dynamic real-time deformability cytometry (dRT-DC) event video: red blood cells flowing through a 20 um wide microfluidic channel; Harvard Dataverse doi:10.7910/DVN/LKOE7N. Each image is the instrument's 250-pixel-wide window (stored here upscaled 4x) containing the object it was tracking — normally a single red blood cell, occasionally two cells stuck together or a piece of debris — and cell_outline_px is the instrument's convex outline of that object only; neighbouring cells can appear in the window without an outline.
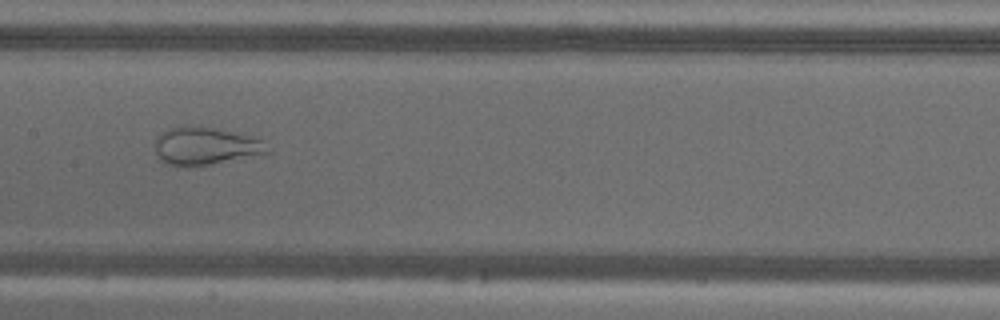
{"species": "common noctule bat (a hibernating species)", "species_latin": "Nyctalus noctula", "temperature_condition": "warm", "stored_images_in_passage": 56, "camera_frame_rate_fps": 3000, "um_per_image_px": 0.085, "animal": {"sex": "male", "body_mass_g": 18.8}, "frame": {"image": 1, "passage_image": 28, "time_ms": 9.0, "image_size_px": [1000, 320], "cell_outline_px": [[272, 152], [188, 168], [176, 168], [164, 164], [160, 160], [156, 152], [156, 140], [168, 128], [180, 124], [200, 124], [252, 136], [264, 140]], "centroid_in_image_um": [17.44, 12.4], "position_along_channel_um": 190.0, "area_um2": 25.55}}
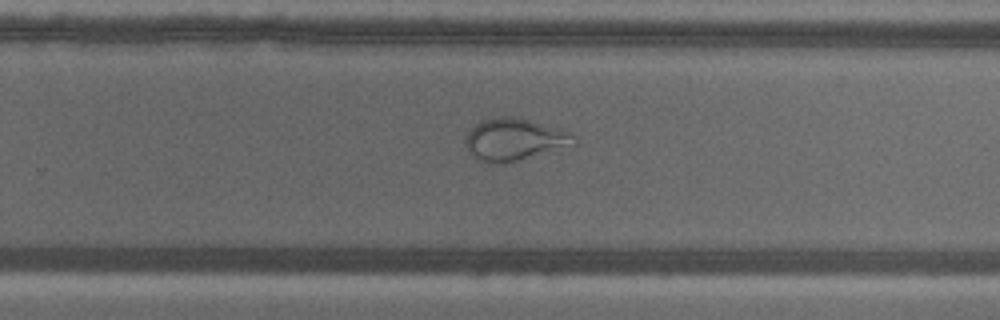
{"frame": {"image": 2, "passage_image": 36, "time_ms": 11.667, "image_size_px": [1000, 320], "cell_outline_px": [[576, 144], [504, 164], [488, 164], [476, 160], [468, 152], [464, 144], [464, 136], [480, 120], [500, 116], [520, 116], [560, 128], [572, 132]], "centroid_in_image_um": [43.67, 11.85], "position_along_channel_um": 286.1, "area_um2": 27.28}}
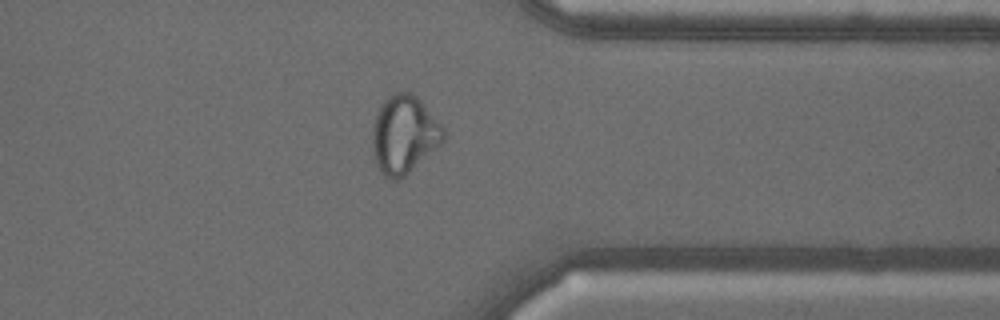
{"frame": {"image": 3, "passage_image": 44, "time_ms": 14.333, "image_size_px": [1000, 320], "cell_outline_px": [[448, 136], [440, 144], [404, 176], [396, 180], [388, 180], [380, 172], [376, 164], [372, 144], [372, 128], [376, 112], [380, 104], [388, 96], [396, 92], [408, 92], [416, 96], [420, 100], [444, 128]], "centroid_in_image_um": [34.33, 11.43], "position_along_channel_um": 377.1, "area_um2": 32.25}}